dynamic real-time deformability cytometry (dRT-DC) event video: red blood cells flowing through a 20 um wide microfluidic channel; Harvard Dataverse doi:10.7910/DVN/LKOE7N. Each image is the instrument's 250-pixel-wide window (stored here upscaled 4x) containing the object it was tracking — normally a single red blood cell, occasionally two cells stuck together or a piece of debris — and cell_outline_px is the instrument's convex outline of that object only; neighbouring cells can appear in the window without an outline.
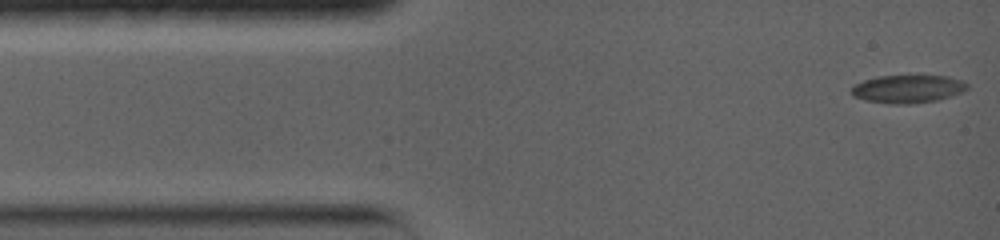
{"species": "common noctule bat (a hibernating species)", "species_latin": "Nyctalus noctula", "temperature_condition": "warm", "stored_images_in_passage": 77, "camera_frame_rate_fps": 5000, "um_per_image_px": 0.085, "animal": {"sex": "female", "body_mass_g": 19.0, "forearm_length_mm": 56.7}, "frame": {"image": 1, "passage_image": 1, "time_ms": 0.0, "image_size_px": [1000, 240], "cell_outline_px": [[968, 88], [960, 92], [936, 100], [912, 104], [892, 104], [864, 100], [852, 96], [852, 88], [856, 84], [864, 80], [880, 76], [948, 76], [960, 80], [968, 84]], "centroid_in_image_um": [77.13, 7.56], "position_along_channel_um": 7.9, "area_um2": 18.61}}
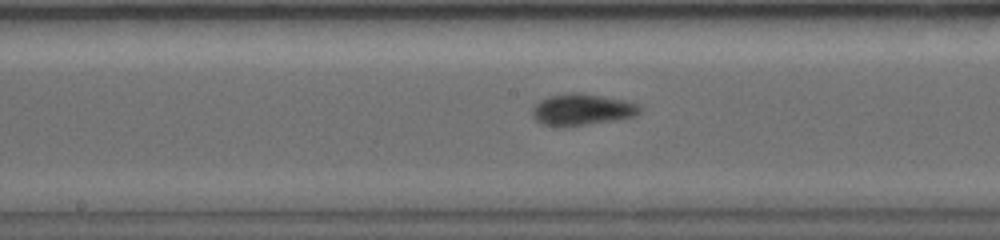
{"frame": {"image": 2, "passage_image": 33, "time_ms": 7.2, "image_size_px": [1000, 240], "cell_outline_px": [[644, 108], [636, 116], [612, 120], [560, 128], [540, 124], [532, 116], [532, 108], [540, 100], [548, 96], [572, 92], [580, 92], [624, 100], [636, 104]], "centroid_in_image_um": [49.43, 9.32], "position_along_channel_um": 198.8, "area_um2": 19.88}}
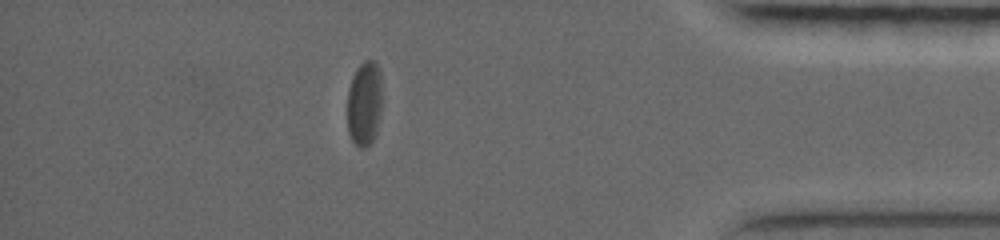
{"frame": {"image": 3, "passage_image": 56, "time_ms": 13.8, "image_size_px": [1000, 240], "cell_outline_px": [[380, 112], [376, 132], [372, 140], [364, 148], [360, 148], [352, 140], [348, 132], [348, 88], [352, 76], [356, 68], [364, 60], [376, 60], [380, 68]], "centroid_in_image_um": [30.96, 8.74], "position_along_channel_um": 404.2, "area_um2": 17.11}, "authors_computed_cell_mechanics": {"area_um2": 18.6116, "velocity_mm_per_s": 3.6631, "shape_relaxation_time_tau1_ms": 6.0336, "shape_relaxation_time_tau2_ms": 1.4847, "deformation_change_tau1": 0.19, "deformation_change_tau2": 0.0393}}